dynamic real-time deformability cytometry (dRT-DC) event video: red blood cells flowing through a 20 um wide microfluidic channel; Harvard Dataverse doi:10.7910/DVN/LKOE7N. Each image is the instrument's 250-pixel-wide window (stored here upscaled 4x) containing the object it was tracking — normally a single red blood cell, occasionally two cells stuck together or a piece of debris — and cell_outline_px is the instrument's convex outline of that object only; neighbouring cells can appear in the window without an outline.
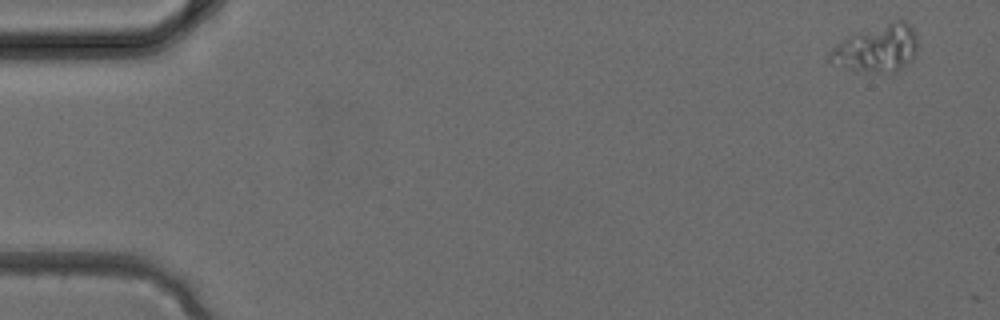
{"species": "common noctule bat (a hibernating species)", "species_latin": "Nyctalus noctula", "temperature_condition": "cold", "stored_images_in_passage": 3, "camera_frame_rate_fps": 3000, "um_per_image_px": 0.085, "animal": {"sex": "female", "body_mass_g": 24.6, "forearm_length_mm": 56.2}, "frame": {"image": 1, "passage_image": 3, "time_ms": 0.667, "image_size_px": [1000, 320], "cell_outline_px": [[916, 56], [912, 60], [900, 68], [892, 72], [852, 72], [828, 60], [828, 52], [836, 44], [848, 36], [892, 20], [904, 20], [916, 32]], "centroid_in_image_um": [74.52, 4.13], "position_along_channel_um": 10.5, "area_um2": 24.39}}